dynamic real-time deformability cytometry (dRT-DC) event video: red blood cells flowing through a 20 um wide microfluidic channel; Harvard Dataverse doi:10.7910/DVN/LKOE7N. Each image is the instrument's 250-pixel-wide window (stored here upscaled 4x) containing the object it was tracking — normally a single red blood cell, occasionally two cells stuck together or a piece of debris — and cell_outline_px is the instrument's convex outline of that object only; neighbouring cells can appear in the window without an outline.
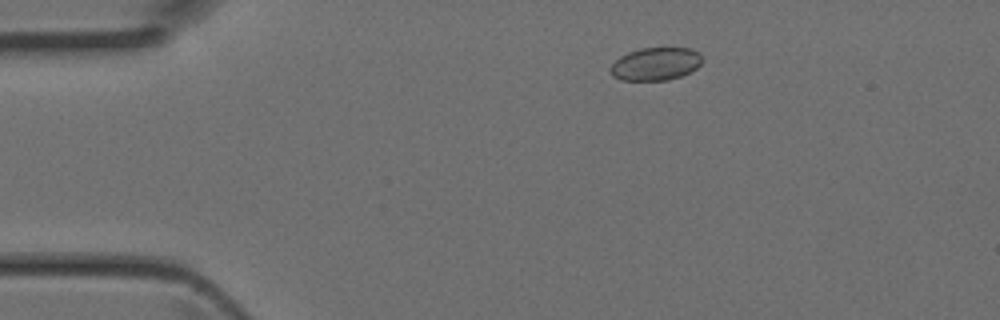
{"species": "Egyptian fruit bat (a non-hibernating species)", "species_latin": "Rousettus aegyptiacus", "temperature_condition": "room temperature", "stored_images_in_passage": 39, "camera_frame_rate_fps": 3000, "um_per_image_px": 0.085, "animal": {"sex": "female"}, "frame": {"image": 1, "passage_image": 3, "time_ms": 0.667, "image_size_px": [1000, 320], "cell_outline_px": [[700, 64], [696, 68], [680, 76], [668, 80], [620, 80], [612, 76], [608, 68], [620, 56], [628, 52], [640, 48], [692, 48], [700, 52]], "centroid_in_image_um": [55.68, 5.43], "position_along_channel_um": 29.3, "area_um2": 17.57}}
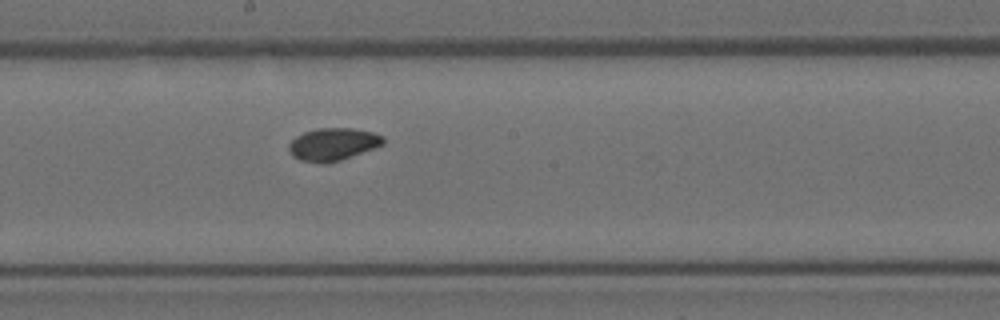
{"frame": {"image": 2, "passage_image": 19, "time_ms": 6.0, "image_size_px": [1000, 320], "cell_outline_px": [[384, 144], [340, 160], [328, 164], [320, 164], [300, 160], [292, 156], [288, 152], [288, 144], [296, 136], [304, 132], [316, 128], [352, 128], [372, 132], [384, 136]], "centroid_in_image_um": [28.26, 12.27], "position_along_channel_um": 219.9, "area_um2": 18.03}}
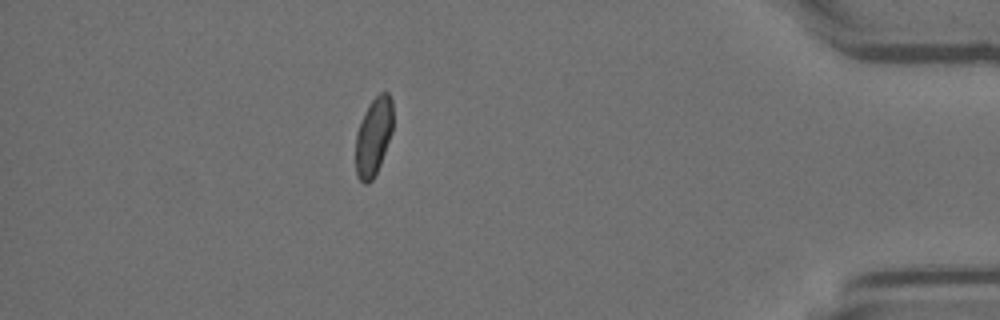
{"frame": {"image": 3, "passage_image": 34, "time_ms": 11.0, "image_size_px": [1000, 320], "cell_outline_px": [[392, 132], [380, 164], [372, 180], [368, 184], [364, 184], [356, 176], [356, 132], [368, 104], [380, 92], [388, 92], [392, 100]], "centroid_in_image_um": [31.74, 11.6], "position_along_channel_um": 403.5, "area_um2": 16.94}}